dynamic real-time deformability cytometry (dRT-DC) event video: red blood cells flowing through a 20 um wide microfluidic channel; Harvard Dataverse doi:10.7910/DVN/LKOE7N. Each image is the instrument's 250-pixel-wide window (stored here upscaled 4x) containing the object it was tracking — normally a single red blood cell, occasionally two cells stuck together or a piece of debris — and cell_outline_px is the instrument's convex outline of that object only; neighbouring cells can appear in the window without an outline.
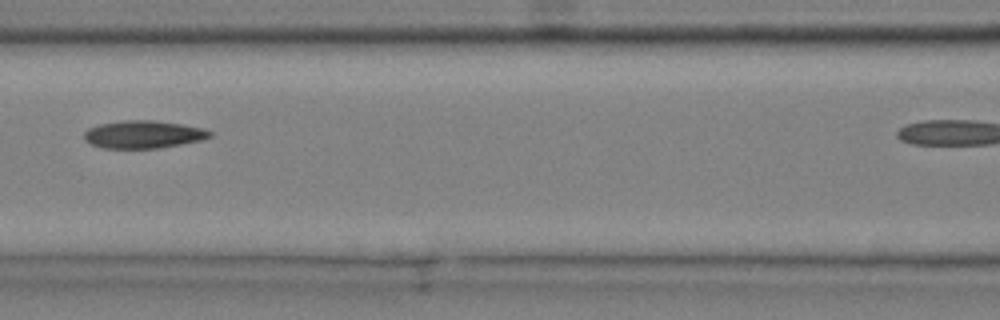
{"species": "common noctule bat (a hibernating species)", "species_latin": "Nyctalus noctula", "temperature_condition": "cold", "stored_images_in_passage": 7, "camera_frame_rate_fps": 3000, "um_per_image_px": 0.085, "animal": {"sex": "male", "body_mass_g": 20.4}, "frame": {"image": 1, "passage_image": 6, "time_ms": 1.667, "image_size_px": [1000, 320], "cell_outline_px": [[212, 136], [200, 140], [160, 148], [104, 148], [92, 144], [84, 140], [84, 132], [88, 128], [100, 124], [120, 120], [156, 120], [204, 128], [212, 132]], "centroid_in_image_um": [12.17, 11.42], "position_along_channel_um": 154.4, "area_um2": 20.29}}